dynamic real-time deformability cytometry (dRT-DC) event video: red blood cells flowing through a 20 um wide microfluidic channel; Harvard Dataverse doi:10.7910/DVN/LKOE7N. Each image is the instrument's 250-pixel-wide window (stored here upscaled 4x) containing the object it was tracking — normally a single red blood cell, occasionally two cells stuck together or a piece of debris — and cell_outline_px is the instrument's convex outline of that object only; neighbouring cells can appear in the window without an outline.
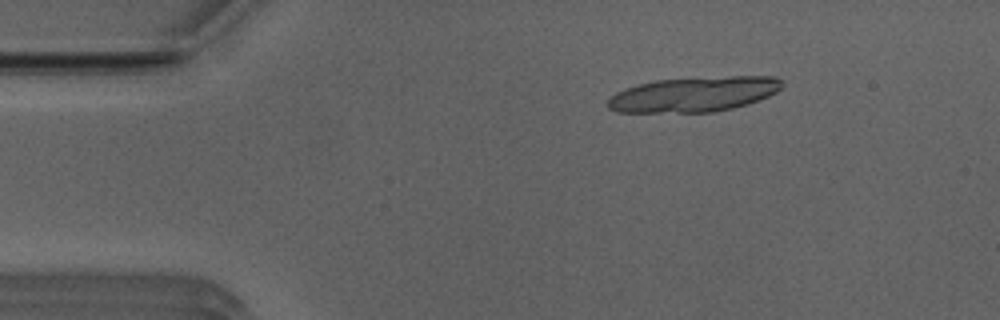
{"species": "Egyptian fruit bat (a non-hibernating species)", "species_latin": "Rousettus aegyptiacus", "temperature_condition": "room temperature", "stored_images_in_passage": 17, "camera_frame_rate_fps": 3000, "um_per_image_px": 0.085, "animal": {"sex": "male"}, "frame": {"image": 1, "passage_image": 8, "time_ms": 2.333, "image_size_px": [1000, 320], "cell_outline_px": [[780, 88], [776, 92], [768, 96], [748, 104], [732, 108], [712, 112], [616, 112], [608, 108], [608, 100], [616, 92], [624, 88], [656, 80], [732, 76], [776, 76], [780, 80]], "centroid_in_image_um": [58.96, 8.02], "position_along_channel_um": 26.0, "area_um2": 35.26}}